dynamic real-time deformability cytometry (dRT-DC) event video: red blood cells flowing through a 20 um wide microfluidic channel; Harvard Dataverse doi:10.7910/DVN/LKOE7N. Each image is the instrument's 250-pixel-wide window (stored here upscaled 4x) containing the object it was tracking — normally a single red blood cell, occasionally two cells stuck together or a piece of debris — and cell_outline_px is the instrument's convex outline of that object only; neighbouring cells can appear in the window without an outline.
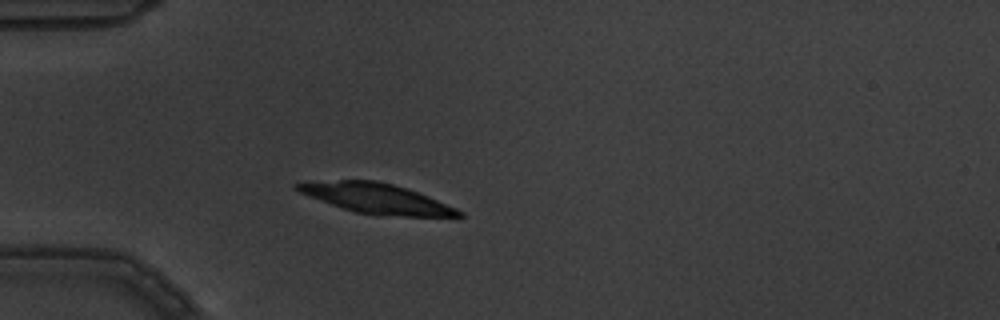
{"species": "common noctule bat (a hibernating species)", "species_latin": "Nyctalus noctula", "temperature_condition": "warm", "stored_images_in_passage": 2, "camera_frame_rate_fps": 3000, "um_per_image_px": 0.085, "animal": {"sex": "male", "body_mass_g": 19.5, "forearm_length_mm": 54.6}, "frame": {"image": 1, "passage_image": 2, "time_ms": 0.333, "image_size_px": [1000, 320], "cell_outline_px": [[464, 216], [380, 216], [356, 212], [308, 196], [292, 188], [292, 184], [340, 180], [376, 180], [392, 184], [428, 196], [456, 208], [464, 212]], "centroid_in_image_um": [32.0, 16.87], "position_along_channel_um": 53.0, "area_um2": 27.74}}